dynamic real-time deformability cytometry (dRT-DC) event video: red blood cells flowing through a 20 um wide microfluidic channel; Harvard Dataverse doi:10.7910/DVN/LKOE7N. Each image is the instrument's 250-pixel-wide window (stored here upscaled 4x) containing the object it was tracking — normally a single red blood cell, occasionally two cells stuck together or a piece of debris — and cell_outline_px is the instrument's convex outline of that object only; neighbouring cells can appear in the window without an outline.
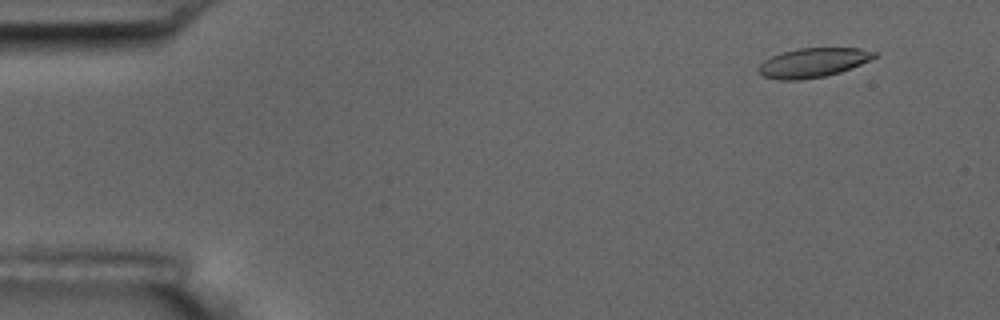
{"species": "common noctule bat (a hibernating species)", "species_latin": "Nyctalus noctula", "temperature_condition": "room temperature", "stored_images_in_passage": 6, "camera_frame_rate_fps": 3000, "um_per_image_px": 0.085, "animal": {"sex": "male", "body_mass_g": 17.5, "forearm_length_mm": 52.3}, "frame": {"image": 1, "passage_image": 2, "time_ms": 1.333, "image_size_px": [1000, 320], "cell_outline_px": [[880, 52], [876, 56], [852, 68], [840, 72], [824, 76], [800, 80], [780, 80], [764, 76], [756, 72], [756, 68], [764, 60], [772, 56], [784, 52], [800, 48], [860, 48]], "centroid_in_image_um": [69.1, 5.33], "position_along_channel_um": 15.9, "area_um2": 19.77}}
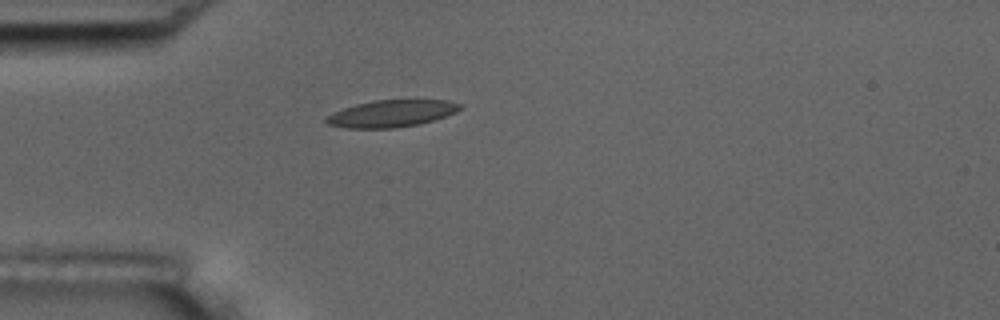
{"frame": {"image": 2, "passage_image": 5, "time_ms": 5.0, "image_size_px": [1000, 320], "cell_outline_px": [[464, 104], [456, 112], [432, 120], [416, 124], [392, 128], [348, 128], [328, 124], [324, 120], [332, 112], [356, 104], [372, 100], [448, 100]], "centroid_in_image_um": [33.27, 9.63], "position_along_channel_um": 51.7, "area_um2": 20.81}}